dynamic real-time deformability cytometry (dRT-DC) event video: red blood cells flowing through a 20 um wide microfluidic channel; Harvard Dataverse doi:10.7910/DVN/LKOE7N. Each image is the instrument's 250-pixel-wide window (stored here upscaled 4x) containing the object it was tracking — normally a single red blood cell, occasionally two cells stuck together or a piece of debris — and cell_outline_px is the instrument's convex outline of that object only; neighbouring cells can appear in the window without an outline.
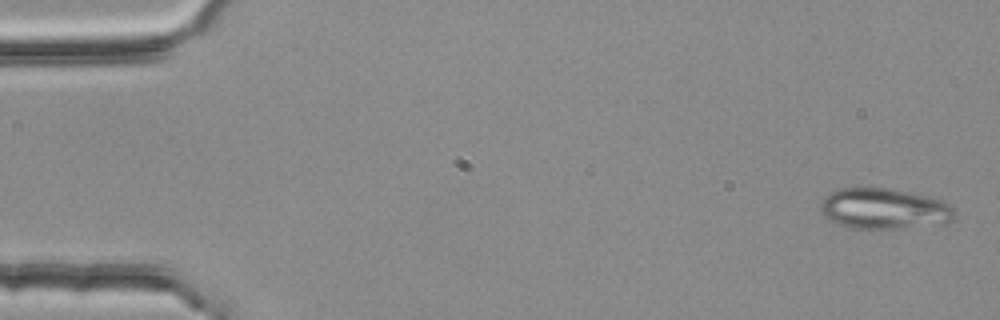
{"species": "common noctule bat (a hibernating species)", "species_latin": "Nyctalus noctula", "temperature_condition": "room temperature", "stored_images_in_passage": 5, "camera_frame_rate_fps": 3000, "um_per_image_px": 0.085, "animal": {"sex": "female", "body_mass_g": 25.1}, "frame": {"image": 1, "passage_image": 1, "time_ms": 0.0, "image_size_px": [1000, 320], "cell_outline_px": [[956, 212], [952, 220], [944, 224], [900, 228], [852, 228], [836, 224], [828, 220], [820, 212], [820, 208], [824, 196], [840, 188], [888, 188], [928, 196], [944, 200], [952, 204]], "centroid_in_image_um": [75.18, 17.74], "position_along_channel_um": 9.8, "area_um2": 32.14}}